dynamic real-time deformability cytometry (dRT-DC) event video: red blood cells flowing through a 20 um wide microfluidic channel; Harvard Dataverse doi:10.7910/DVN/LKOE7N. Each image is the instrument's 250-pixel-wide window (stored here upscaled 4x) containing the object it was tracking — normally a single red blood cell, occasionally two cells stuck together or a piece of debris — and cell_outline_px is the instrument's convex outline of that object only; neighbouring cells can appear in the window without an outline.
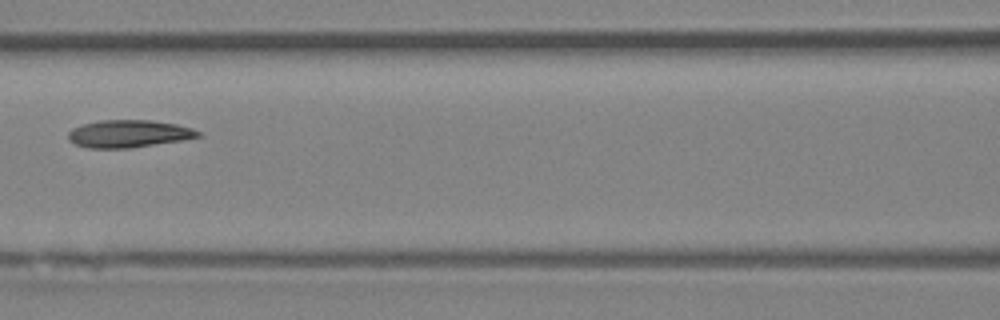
{"species": "Egyptian fruit bat (a non-hibernating species)", "species_latin": "Rousettus aegyptiacus", "temperature_condition": "room temperature", "stored_images_in_passage": 5, "camera_frame_rate_fps": 3000, "um_per_image_px": 0.085, "animal": {"sex": "female"}, "frame": {"image": 1, "passage_image": 4, "time_ms": 4.333, "image_size_px": [1000, 320], "cell_outline_px": [[204, 136], [180, 140], [128, 148], [88, 148], [76, 144], [68, 140], [68, 132], [72, 128], [84, 124], [100, 120], [148, 120], [176, 124], [192, 128], [200, 132]], "centroid_in_image_um": [10.93, 11.36], "position_along_channel_um": 155.7, "area_um2": 20.63}}
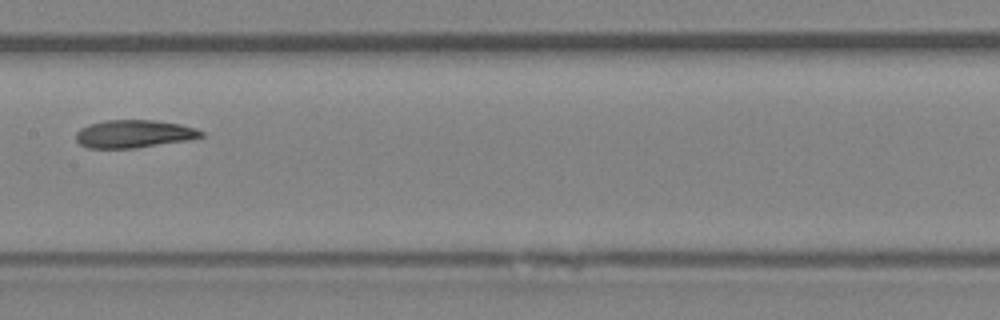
{"frame": {"image": 2, "passage_image": 5, "time_ms": 5.333, "image_size_px": [1000, 320], "cell_outline_px": [[204, 136], [188, 140], [136, 148], [88, 148], [80, 144], [76, 140], [76, 132], [80, 128], [88, 124], [104, 120], [156, 120], [180, 124], [196, 128], [204, 132]], "centroid_in_image_um": [11.38, 11.37], "position_along_channel_um": 196.0, "area_um2": 20.46}}